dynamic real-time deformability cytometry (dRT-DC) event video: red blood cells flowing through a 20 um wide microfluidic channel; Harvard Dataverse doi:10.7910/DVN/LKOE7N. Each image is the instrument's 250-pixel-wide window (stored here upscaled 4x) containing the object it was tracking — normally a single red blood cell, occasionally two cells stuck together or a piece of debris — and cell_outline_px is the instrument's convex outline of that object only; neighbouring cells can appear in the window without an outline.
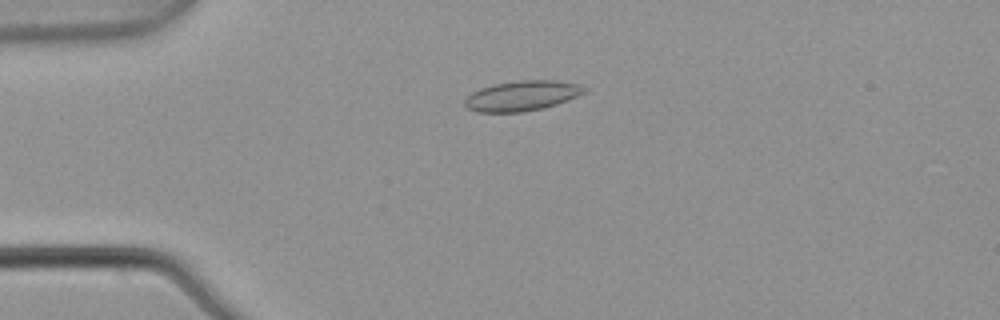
{"species": "common noctule bat (a hibernating species)", "species_latin": "Nyctalus noctula", "temperature_condition": "warm", "stored_images_in_passage": 5, "camera_frame_rate_fps": 3000, "um_per_image_px": 0.085, "animal": {"sex": "male", "body_mass_g": 21.5, "forearm_length_mm": 52.0}, "frame": {"image": 1, "passage_image": 2, "time_ms": 0.333, "image_size_px": [1000, 320], "cell_outline_px": [[588, 88], [584, 92], [576, 96], [556, 104], [524, 112], [476, 112], [468, 108], [464, 104], [464, 100], [472, 92], [480, 88], [492, 84], [520, 80], [552, 80], [580, 84]], "centroid_in_image_um": [44.34, 8.13], "position_along_channel_um": 40.7, "area_um2": 20.87}}
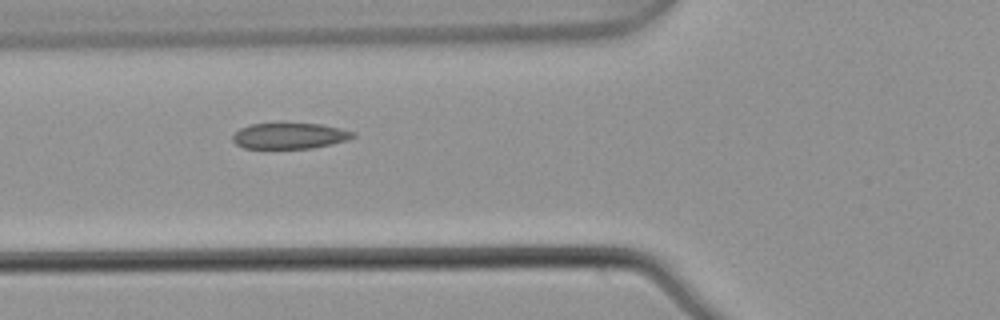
{"frame": {"image": 2, "passage_image": 4, "time_ms": 1.0, "image_size_px": [1000, 320], "cell_outline_px": [[356, 136], [348, 140], [332, 144], [312, 148], [244, 148], [236, 144], [232, 140], [232, 136], [240, 128], [252, 124], [280, 120], [284, 120], [324, 124], [356, 132]], "centroid_in_image_um": [24.64, 11.49], "position_along_channel_um": 101.2, "area_um2": 19.19}}
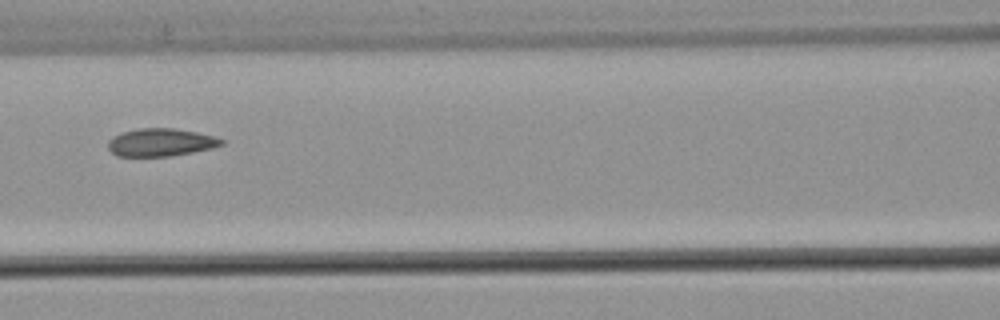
{"frame": {"image": 3, "passage_image": 5, "time_ms": 1.333, "image_size_px": [1000, 320], "cell_outline_px": [[224, 144], [212, 148], [172, 156], [116, 156], [108, 148], [108, 140], [112, 136], [120, 132], [140, 128], [176, 128], [216, 136], [224, 140]], "centroid_in_image_um": [13.66, 12.09], "position_along_channel_um": 152.9, "area_um2": 18.55}}